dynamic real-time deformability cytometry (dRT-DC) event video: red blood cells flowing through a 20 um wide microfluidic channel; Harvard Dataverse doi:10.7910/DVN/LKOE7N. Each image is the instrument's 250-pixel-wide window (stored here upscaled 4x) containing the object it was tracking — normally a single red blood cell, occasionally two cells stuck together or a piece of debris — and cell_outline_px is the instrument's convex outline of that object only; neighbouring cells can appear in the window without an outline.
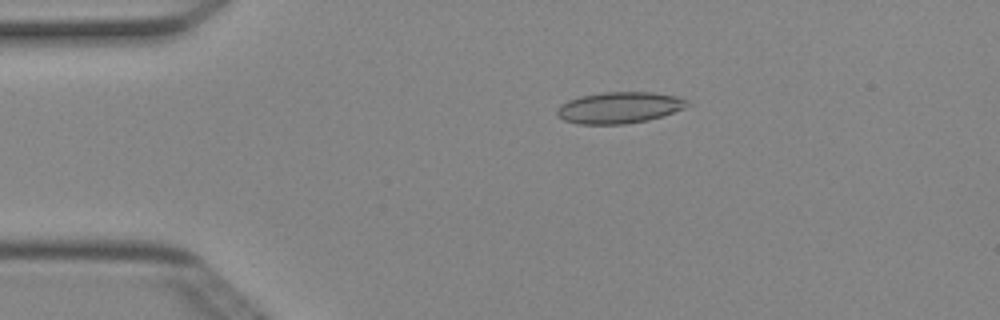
{"species": "Egyptian fruit bat (a non-hibernating species)", "species_latin": "Rousettus aegyptiacus", "temperature_condition": "cold", "stored_images_in_passage": 50, "camera_frame_rate_fps": 3000, "um_per_image_px": 0.085, "animal": {"sex": "female"}, "frame": {"image": 1, "passage_image": 10, "time_ms": 3.0, "image_size_px": [1000, 320], "cell_outline_px": [[688, 104], [684, 108], [664, 116], [648, 120], [624, 124], [580, 124], [564, 120], [556, 116], [556, 108], [560, 104], [568, 100], [580, 96], [604, 92], [652, 92], [676, 96], [688, 100]], "centroid_in_image_um": [52.61, 9.15], "position_along_channel_um": 32.4, "area_um2": 23.93}}
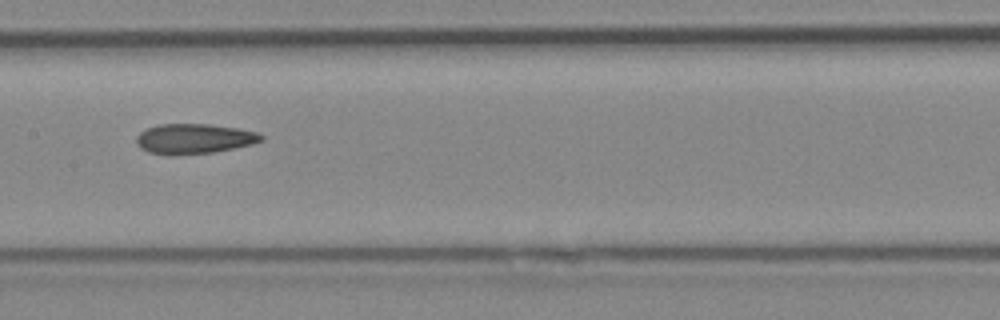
{"frame": {"image": 2, "passage_image": 25, "time_ms": 8.0, "image_size_px": [1000, 320], "cell_outline_px": [[264, 140], [252, 144], [212, 152], [176, 156], [148, 152], [140, 148], [136, 144], [136, 136], [140, 132], [156, 124], [208, 124], [236, 128], [256, 132], [264, 136]], "centroid_in_image_um": [16.45, 11.8], "position_along_channel_um": 190.9, "area_um2": 21.91}}
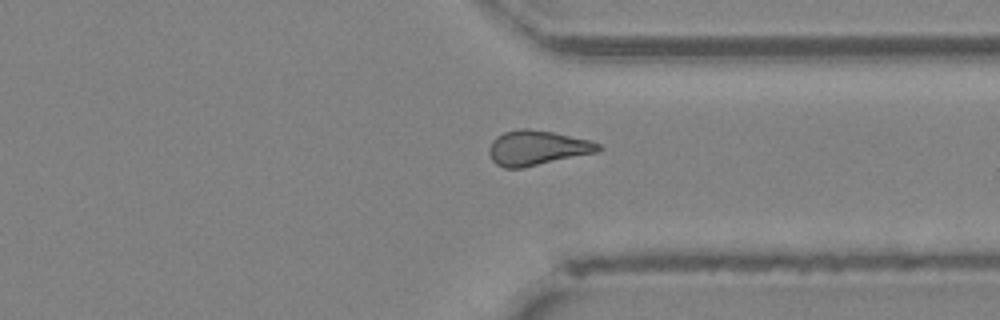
{"frame": {"image": 3, "passage_image": 38, "time_ms": 12.333, "image_size_px": [1000, 320], "cell_outline_px": [[604, 148], [600, 152], [520, 168], [504, 168], [496, 164], [492, 160], [488, 152], [488, 148], [492, 140], [496, 136], [504, 132], [520, 128], [528, 128], [552, 132], [588, 140], [600, 144]], "centroid_in_image_um": [45.65, 12.57], "position_along_channel_um": 365.8, "area_um2": 22.25}, "authors_computed_cell_mechanics": {"area_um2": 22.1085, "velocity_mm_per_s": 4.0438, "shape_relaxation_time_tau1_ms": null, "shape_relaxation_time_tau2_ms": 5.2934, "deformation_change_tau1": null, "deformation_change_tau2": 0.1247}}